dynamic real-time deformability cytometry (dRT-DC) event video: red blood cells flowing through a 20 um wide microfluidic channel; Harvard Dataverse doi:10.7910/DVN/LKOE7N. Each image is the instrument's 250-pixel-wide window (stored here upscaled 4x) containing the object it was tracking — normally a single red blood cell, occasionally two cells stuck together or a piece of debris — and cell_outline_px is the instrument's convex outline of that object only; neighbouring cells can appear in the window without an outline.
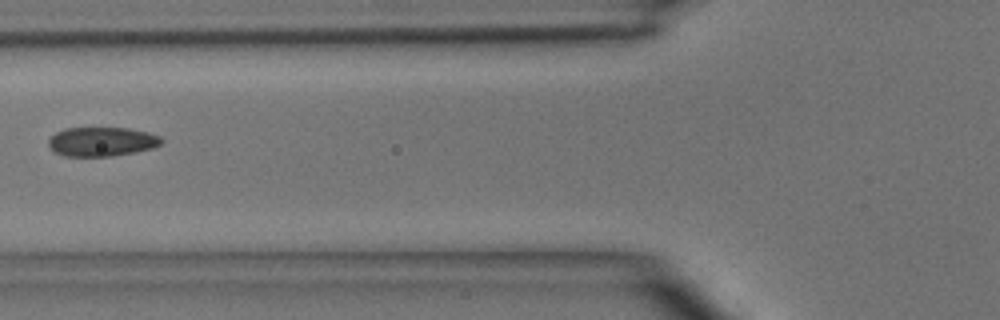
{"species": "common noctule bat (a hibernating species)", "species_latin": "Nyctalus noctula", "temperature_condition": "room temperature", "stored_images_in_passage": 4, "camera_frame_rate_fps": 3000, "um_per_image_px": 0.085, "animal": {"sex": "male", "body_mass_g": 15.6}, "frame": {"image": 1, "passage_image": 3, "time_ms": 2.333, "image_size_px": [1000, 320], "cell_outline_px": [[164, 140], [160, 144], [152, 148], [136, 152], [112, 156], [64, 156], [56, 152], [48, 144], [48, 140], [56, 132], [64, 128], [128, 128], [148, 132], [160, 136]], "centroid_in_image_um": [8.67, 12.03], "position_along_channel_um": 117.1, "area_um2": 19.19}}